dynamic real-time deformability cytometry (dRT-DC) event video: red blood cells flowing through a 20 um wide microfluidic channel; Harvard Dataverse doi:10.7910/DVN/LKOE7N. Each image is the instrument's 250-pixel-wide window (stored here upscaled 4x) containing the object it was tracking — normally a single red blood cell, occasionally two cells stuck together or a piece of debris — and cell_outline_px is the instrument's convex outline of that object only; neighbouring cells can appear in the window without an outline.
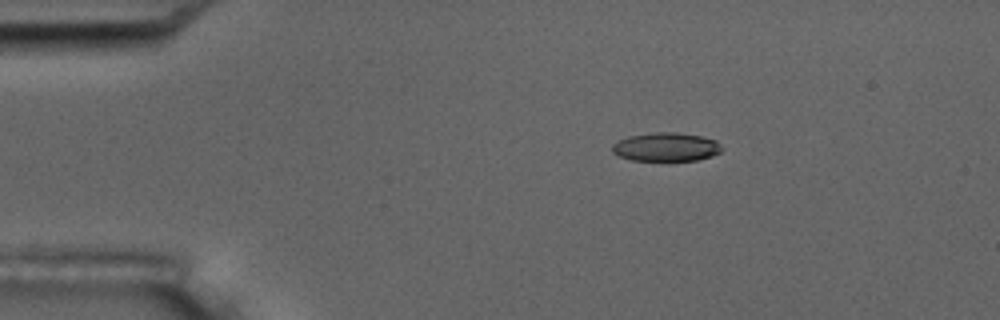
{"species": "common noctule bat (a hibernating species)", "species_latin": "Nyctalus noctula", "temperature_condition": "room temperature", "stored_images_in_passage": 4, "camera_frame_rate_fps": 3000, "um_per_image_px": 0.085, "animal": {"sex": "male", "body_mass_g": 17.5, "forearm_length_mm": 52.3}, "frame": {"image": 1, "passage_image": 2, "time_ms": 1.333, "image_size_px": [1000, 320], "cell_outline_px": [[724, 148], [720, 152], [712, 156], [696, 160], [632, 160], [620, 156], [612, 152], [612, 144], [616, 140], [628, 136], [656, 132], [676, 132], [700, 136], [716, 140]], "centroid_in_image_um": [56.61, 12.48], "position_along_channel_um": 28.4, "area_um2": 18.32}}
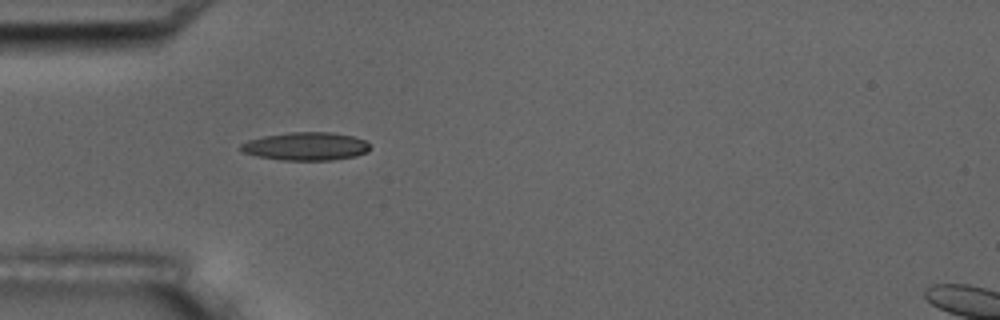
{"frame": {"image": 2, "passage_image": 4, "time_ms": 3.667, "image_size_px": [1000, 320], "cell_outline_px": [[372, 148], [368, 152], [356, 156], [332, 160], [280, 160], [256, 156], [240, 152], [240, 144], [248, 140], [264, 136], [292, 132], [332, 132], [352, 136], [364, 140]], "centroid_in_image_um": [25.99, 12.44], "position_along_channel_um": 59.0, "area_um2": 21.33}}